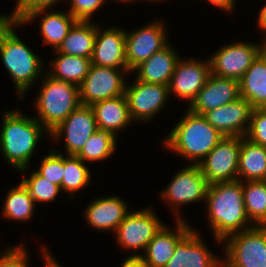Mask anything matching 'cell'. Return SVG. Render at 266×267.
<instances>
[{"mask_svg":"<svg viewBox=\"0 0 266 267\" xmlns=\"http://www.w3.org/2000/svg\"><path fill=\"white\" fill-rule=\"evenodd\" d=\"M204 202L209 214L207 221L218 242H223L228 236L255 226L250 223L245 210L243 186L240 180L209 184Z\"/></svg>","mask_w":266,"mask_h":267,"instance_id":"6da1fadb","label":"cell"},{"mask_svg":"<svg viewBox=\"0 0 266 267\" xmlns=\"http://www.w3.org/2000/svg\"><path fill=\"white\" fill-rule=\"evenodd\" d=\"M0 130V150L6 162L25 173L40 137L50 132L34 117L20 110L5 111Z\"/></svg>","mask_w":266,"mask_h":267,"instance_id":"7a4b0ae2","label":"cell"},{"mask_svg":"<svg viewBox=\"0 0 266 267\" xmlns=\"http://www.w3.org/2000/svg\"><path fill=\"white\" fill-rule=\"evenodd\" d=\"M20 25L0 15V56L18 91V98L23 99L26 91L45 70L40 56L34 54L14 32V28Z\"/></svg>","mask_w":266,"mask_h":267,"instance_id":"3957f363","label":"cell"},{"mask_svg":"<svg viewBox=\"0 0 266 267\" xmlns=\"http://www.w3.org/2000/svg\"><path fill=\"white\" fill-rule=\"evenodd\" d=\"M164 140V147L199 164L224 138L203 115L189 109Z\"/></svg>","mask_w":266,"mask_h":267,"instance_id":"277c9868","label":"cell"},{"mask_svg":"<svg viewBox=\"0 0 266 267\" xmlns=\"http://www.w3.org/2000/svg\"><path fill=\"white\" fill-rule=\"evenodd\" d=\"M43 84L34 103L36 118L49 132L80 105L79 86L43 74Z\"/></svg>","mask_w":266,"mask_h":267,"instance_id":"5b68a950","label":"cell"},{"mask_svg":"<svg viewBox=\"0 0 266 267\" xmlns=\"http://www.w3.org/2000/svg\"><path fill=\"white\" fill-rule=\"evenodd\" d=\"M223 267H266V226H253L225 240Z\"/></svg>","mask_w":266,"mask_h":267,"instance_id":"8992f818","label":"cell"},{"mask_svg":"<svg viewBox=\"0 0 266 267\" xmlns=\"http://www.w3.org/2000/svg\"><path fill=\"white\" fill-rule=\"evenodd\" d=\"M209 183L202 174L198 164L187 165L175 173L170 184L160 193L161 198L172 206L176 213V220H184L179 214V207L185 204L205 200Z\"/></svg>","mask_w":266,"mask_h":267,"instance_id":"52a82bcc","label":"cell"},{"mask_svg":"<svg viewBox=\"0 0 266 267\" xmlns=\"http://www.w3.org/2000/svg\"><path fill=\"white\" fill-rule=\"evenodd\" d=\"M126 72L130 71L92 64L79 86L81 105L91 106L97 102L124 95L127 82L123 76L127 74Z\"/></svg>","mask_w":266,"mask_h":267,"instance_id":"ba28073f","label":"cell"},{"mask_svg":"<svg viewBox=\"0 0 266 267\" xmlns=\"http://www.w3.org/2000/svg\"><path fill=\"white\" fill-rule=\"evenodd\" d=\"M242 137H224L198 164L209 184L238 180Z\"/></svg>","mask_w":266,"mask_h":267,"instance_id":"9c48e42d","label":"cell"},{"mask_svg":"<svg viewBox=\"0 0 266 267\" xmlns=\"http://www.w3.org/2000/svg\"><path fill=\"white\" fill-rule=\"evenodd\" d=\"M155 214L152 208L147 207L129 212L114 233L117 243L128 251L143 249L145 252L148 243L164 225Z\"/></svg>","mask_w":266,"mask_h":267,"instance_id":"30bf717a","label":"cell"},{"mask_svg":"<svg viewBox=\"0 0 266 267\" xmlns=\"http://www.w3.org/2000/svg\"><path fill=\"white\" fill-rule=\"evenodd\" d=\"M261 53L260 44L236 42L222 46L209 58L213 75L239 81Z\"/></svg>","mask_w":266,"mask_h":267,"instance_id":"8fae6325","label":"cell"},{"mask_svg":"<svg viewBox=\"0 0 266 267\" xmlns=\"http://www.w3.org/2000/svg\"><path fill=\"white\" fill-rule=\"evenodd\" d=\"M167 40L164 23L161 20H155L131 33L125 31L126 61L130 73H133V70L152 54L165 47L168 44Z\"/></svg>","mask_w":266,"mask_h":267,"instance_id":"7c38bea8","label":"cell"},{"mask_svg":"<svg viewBox=\"0 0 266 267\" xmlns=\"http://www.w3.org/2000/svg\"><path fill=\"white\" fill-rule=\"evenodd\" d=\"M132 120L149 121L159 114L170 97L169 86L135 79L124 93Z\"/></svg>","mask_w":266,"mask_h":267,"instance_id":"4fadbf2b","label":"cell"},{"mask_svg":"<svg viewBox=\"0 0 266 267\" xmlns=\"http://www.w3.org/2000/svg\"><path fill=\"white\" fill-rule=\"evenodd\" d=\"M98 126L91 106L80 105L55 129L50 132V138L59 140L65 138V155H77L87 140L96 132ZM65 133V134H64Z\"/></svg>","mask_w":266,"mask_h":267,"instance_id":"5bb4252c","label":"cell"},{"mask_svg":"<svg viewBox=\"0 0 266 267\" xmlns=\"http://www.w3.org/2000/svg\"><path fill=\"white\" fill-rule=\"evenodd\" d=\"M211 74L210 60L198 61L179 59L169 84V94L188 99L189 104L195 100ZM172 93V94H171Z\"/></svg>","mask_w":266,"mask_h":267,"instance_id":"9a60e30c","label":"cell"},{"mask_svg":"<svg viewBox=\"0 0 266 267\" xmlns=\"http://www.w3.org/2000/svg\"><path fill=\"white\" fill-rule=\"evenodd\" d=\"M252 105L243 97L209 110L203 116L224 137H244L247 134Z\"/></svg>","mask_w":266,"mask_h":267,"instance_id":"2e32d148","label":"cell"},{"mask_svg":"<svg viewBox=\"0 0 266 267\" xmlns=\"http://www.w3.org/2000/svg\"><path fill=\"white\" fill-rule=\"evenodd\" d=\"M239 97V81L211 73L204 87L187 109L194 114L204 115L209 110L228 104Z\"/></svg>","mask_w":266,"mask_h":267,"instance_id":"e0dca14e","label":"cell"},{"mask_svg":"<svg viewBox=\"0 0 266 267\" xmlns=\"http://www.w3.org/2000/svg\"><path fill=\"white\" fill-rule=\"evenodd\" d=\"M96 24V38L91 62L97 66L128 69L125 52V30L117 27L100 31Z\"/></svg>","mask_w":266,"mask_h":267,"instance_id":"ac0fdd59","label":"cell"},{"mask_svg":"<svg viewBox=\"0 0 266 267\" xmlns=\"http://www.w3.org/2000/svg\"><path fill=\"white\" fill-rule=\"evenodd\" d=\"M196 230L192 229L177 245L173 256L164 267H223Z\"/></svg>","mask_w":266,"mask_h":267,"instance_id":"d6986e66","label":"cell"},{"mask_svg":"<svg viewBox=\"0 0 266 267\" xmlns=\"http://www.w3.org/2000/svg\"><path fill=\"white\" fill-rule=\"evenodd\" d=\"M175 232L164 224L141 255L150 267H164L174 254L176 245L193 229L185 220H177Z\"/></svg>","mask_w":266,"mask_h":267,"instance_id":"ffe728a7","label":"cell"},{"mask_svg":"<svg viewBox=\"0 0 266 267\" xmlns=\"http://www.w3.org/2000/svg\"><path fill=\"white\" fill-rule=\"evenodd\" d=\"M127 203L117 195L98 198L85 209V220L90 227L98 230L116 232L120 223L129 213Z\"/></svg>","mask_w":266,"mask_h":267,"instance_id":"44dd1931","label":"cell"},{"mask_svg":"<svg viewBox=\"0 0 266 267\" xmlns=\"http://www.w3.org/2000/svg\"><path fill=\"white\" fill-rule=\"evenodd\" d=\"M176 50L169 43L161 50L152 54L146 61L137 66L136 79L154 84L169 86L175 66L180 59Z\"/></svg>","mask_w":266,"mask_h":267,"instance_id":"7402d4cb","label":"cell"},{"mask_svg":"<svg viewBox=\"0 0 266 267\" xmlns=\"http://www.w3.org/2000/svg\"><path fill=\"white\" fill-rule=\"evenodd\" d=\"M54 11L55 10L47 11V9H42L31 12L20 23L21 26L30 23L31 21H35L36 18H40V15L43 14L44 16L41 18V23H39L40 32L44 38L43 42L53 46L56 50L77 20L68 11L66 13Z\"/></svg>","mask_w":266,"mask_h":267,"instance_id":"603a6c76","label":"cell"},{"mask_svg":"<svg viewBox=\"0 0 266 267\" xmlns=\"http://www.w3.org/2000/svg\"><path fill=\"white\" fill-rule=\"evenodd\" d=\"M91 107L95 114L97 126L109 130L115 136L118 130L128 127L127 125L133 121L125 95L97 102Z\"/></svg>","mask_w":266,"mask_h":267,"instance_id":"cb8c5ba5","label":"cell"},{"mask_svg":"<svg viewBox=\"0 0 266 267\" xmlns=\"http://www.w3.org/2000/svg\"><path fill=\"white\" fill-rule=\"evenodd\" d=\"M239 94L253 108L266 106V57L261 53L239 80Z\"/></svg>","mask_w":266,"mask_h":267,"instance_id":"d4e9b609","label":"cell"},{"mask_svg":"<svg viewBox=\"0 0 266 267\" xmlns=\"http://www.w3.org/2000/svg\"><path fill=\"white\" fill-rule=\"evenodd\" d=\"M238 180H266V147L253 143L245 136L239 152Z\"/></svg>","mask_w":266,"mask_h":267,"instance_id":"484cf974","label":"cell"},{"mask_svg":"<svg viewBox=\"0 0 266 267\" xmlns=\"http://www.w3.org/2000/svg\"><path fill=\"white\" fill-rule=\"evenodd\" d=\"M96 38V25L90 21H77L59 47L58 53L92 58Z\"/></svg>","mask_w":266,"mask_h":267,"instance_id":"4316f807","label":"cell"},{"mask_svg":"<svg viewBox=\"0 0 266 267\" xmlns=\"http://www.w3.org/2000/svg\"><path fill=\"white\" fill-rule=\"evenodd\" d=\"M54 60H51L53 70L47 73L51 77L61 81H67L80 86L92 65L90 58L65 55L58 52Z\"/></svg>","mask_w":266,"mask_h":267,"instance_id":"83f0119b","label":"cell"},{"mask_svg":"<svg viewBox=\"0 0 266 267\" xmlns=\"http://www.w3.org/2000/svg\"><path fill=\"white\" fill-rule=\"evenodd\" d=\"M245 210L251 223L266 226V182L242 181Z\"/></svg>","mask_w":266,"mask_h":267,"instance_id":"f1b7e54d","label":"cell"},{"mask_svg":"<svg viewBox=\"0 0 266 267\" xmlns=\"http://www.w3.org/2000/svg\"><path fill=\"white\" fill-rule=\"evenodd\" d=\"M3 202V216L10 220L22 222L34 215L35 202L21 182L9 189Z\"/></svg>","mask_w":266,"mask_h":267,"instance_id":"f546056e","label":"cell"},{"mask_svg":"<svg viewBox=\"0 0 266 267\" xmlns=\"http://www.w3.org/2000/svg\"><path fill=\"white\" fill-rule=\"evenodd\" d=\"M116 140V136L109 130L98 127L76 156L84 163L86 161L97 162L105 160L114 154L117 145Z\"/></svg>","mask_w":266,"mask_h":267,"instance_id":"4dcf8cb0","label":"cell"},{"mask_svg":"<svg viewBox=\"0 0 266 267\" xmlns=\"http://www.w3.org/2000/svg\"><path fill=\"white\" fill-rule=\"evenodd\" d=\"M91 173L85 163L75 155H63V179L61 190L71 193L70 199H74V193L91 185Z\"/></svg>","mask_w":266,"mask_h":267,"instance_id":"1f68e13d","label":"cell"},{"mask_svg":"<svg viewBox=\"0 0 266 267\" xmlns=\"http://www.w3.org/2000/svg\"><path fill=\"white\" fill-rule=\"evenodd\" d=\"M21 183L29 192V195L36 202H54L55 197L61 191L58 185L46 180L36 171L32 172L29 179L22 178Z\"/></svg>","mask_w":266,"mask_h":267,"instance_id":"d6a6232c","label":"cell"},{"mask_svg":"<svg viewBox=\"0 0 266 267\" xmlns=\"http://www.w3.org/2000/svg\"><path fill=\"white\" fill-rule=\"evenodd\" d=\"M57 152L51 149L50 153L41 160L38 170L35 171L60 187L63 179V155L60 150Z\"/></svg>","mask_w":266,"mask_h":267,"instance_id":"836d02e7","label":"cell"},{"mask_svg":"<svg viewBox=\"0 0 266 267\" xmlns=\"http://www.w3.org/2000/svg\"><path fill=\"white\" fill-rule=\"evenodd\" d=\"M59 1L60 0H17L14 11L10 14L11 16H6V14L0 15L7 20L20 23L29 13L42 9L49 10L52 5L57 4L56 2Z\"/></svg>","mask_w":266,"mask_h":267,"instance_id":"e575fe53","label":"cell"},{"mask_svg":"<svg viewBox=\"0 0 266 267\" xmlns=\"http://www.w3.org/2000/svg\"><path fill=\"white\" fill-rule=\"evenodd\" d=\"M245 137L253 143L266 147V111L263 108H253Z\"/></svg>","mask_w":266,"mask_h":267,"instance_id":"d590c367","label":"cell"},{"mask_svg":"<svg viewBox=\"0 0 266 267\" xmlns=\"http://www.w3.org/2000/svg\"><path fill=\"white\" fill-rule=\"evenodd\" d=\"M106 0H71L68 12L77 21H90L93 13L98 10Z\"/></svg>","mask_w":266,"mask_h":267,"instance_id":"8d00e7d4","label":"cell"},{"mask_svg":"<svg viewBox=\"0 0 266 267\" xmlns=\"http://www.w3.org/2000/svg\"><path fill=\"white\" fill-rule=\"evenodd\" d=\"M24 244H19L12 248L5 249V252H1L0 267H28V249L24 247Z\"/></svg>","mask_w":266,"mask_h":267,"instance_id":"74e56055","label":"cell"},{"mask_svg":"<svg viewBox=\"0 0 266 267\" xmlns=\"http://www.w3.org/2000/svg\"><path fill=\"white\" fill-rule=\"evenodd\" d=\"M121 267H150L145 259L141 255H132L128 256Z\"/></svg>","mask_w":266,"mask_h":267,"instance_id":"f35d334b","label":"cell"},{"mask_svg":"<svg viewBox=\"0 0 266 267\" xmlns=\"http://www.w3.org/2000/svg\"><path fill=\"white\" fill-rule=\"evenodd\" d=\"M215 7H218L219 9L226 11L227 13H230L231 11L234 12L233 9H235V0H207Z\"/></svg>","mask_w":266,"mask_h":267,"instance_id":"ab89813d","label":"cell"},{"mask_svg":"<svg viewBox=\"0 0 266 267\" xmlns=\"http://www.w3.org/2000/svg\"><path fill=\"white\" fill-rule=\"evenodd\" d=\"M43 247L42 249V253H43V259H45V266L46 267H62L57 261L56 259L53 258V256L50 254V252ZM44 250V251H43Z\"/></svg>","mask_w":266,"mask_h":267,"instance_id":"60d3db41","label":"cell"},{"mask_svg":"<svg viewBox=\"0 0 266 267\" xmlns=\"http://www.w3.org/2000/svg\"><path fill=\"white\" fill-rule=\"evenodd\" d=\"M257 19L258 27L266 32V3L261 8Z\"/></svg>","mask_w":266,"mask_h":267,"instance_id":"b9f144b4","label":"cell"},{"mask_svg":"<svg viewBox=\"0 0 266 267\" xmlns=\"http://www.w3.org/2000/svg\"><path fill=\"white\" fill-rule=\"evenodd\" d=\"M260 50L261 54L266 57V35H265V40H263L260 44Z\"/></svg>","mask_w":266,"mask_h":267,"instance_id":"7bdbcfd3","label":"cell"},{"mask_svg":"<svg viewBox=\"0 0 266 267\" xmlns=\"http://www.w3.org/2000/svg\"><path fill=\"white\" fill-rule=\"evenodd\" d=\"M117 1V0H116ZM119 2L121 1L122 3H131V1H135V0H118Z\"/></svg>","mask_w":266,"mask_h":267,"instance_id":"ee69618b","label":"cell"},{"mask_svg":"<svg viewBox=\"0 0 266 267\" xmlns=\"http://www.w3.org/2000/svg\"><path fill=\"white\" fill-rule=\"evenodd\" d=\"M148 1H149V0H148ZM150 1H155V2H157V1H158V2H159V1H163V0H150Z\"/></svg>","mask_w":266,"mask_h":267,"instance_id":"f6af8a7d","label":"cell"}]
</instances>
